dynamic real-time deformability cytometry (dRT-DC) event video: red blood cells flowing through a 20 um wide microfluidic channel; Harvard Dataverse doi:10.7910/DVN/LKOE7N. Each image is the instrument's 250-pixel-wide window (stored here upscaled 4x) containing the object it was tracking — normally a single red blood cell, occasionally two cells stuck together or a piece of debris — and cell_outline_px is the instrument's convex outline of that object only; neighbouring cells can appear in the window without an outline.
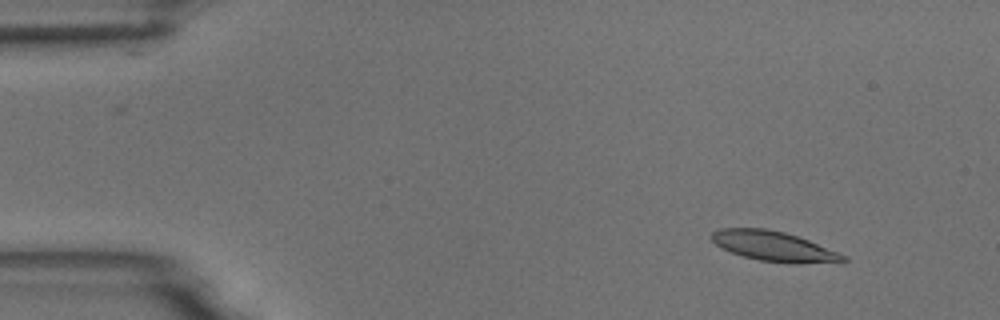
{"species": "common noctule bat (a hibernating species)", "species_latin": "Nyctalus noctula", "temperature_condition": "room temperature", "stored_images_in_passage": 3, "camera_frame_rate_fps": 3000, "um_per_image_px": 0.085, "animal": {"sex": "male", "body_mass_g": 18.8}, "frame": {"image": 1, "passage_image": 2, "time_ms": 0.333, "image_size_px": [1000, 320], "cell_outline_px": [[848, 260], [844, 264], [796, 264], [760, 260], [744, 256], [732, 252], [716, 244], [708, 236], [712, 232], [720, 228], [764, 228], [784, 232], [808, 240], [848, 256]], "centroid_in_image_um": [65.89, 20.96], "position_along_channel_um": 19.1, "area_um2": 23.29}}